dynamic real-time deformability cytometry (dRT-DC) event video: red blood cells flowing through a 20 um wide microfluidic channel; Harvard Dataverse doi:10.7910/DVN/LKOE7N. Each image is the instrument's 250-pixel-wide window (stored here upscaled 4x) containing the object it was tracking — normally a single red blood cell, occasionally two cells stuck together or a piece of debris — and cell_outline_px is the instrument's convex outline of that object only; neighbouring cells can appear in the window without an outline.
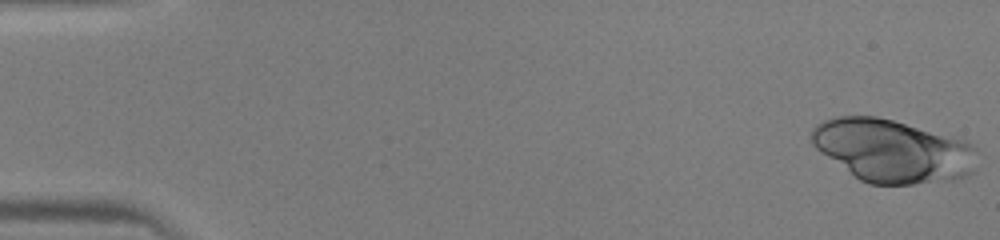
{"species": "human", "species_latin": "Homo sapiens", "temperature_condition": "warm", "stored_images_in_passage": 46, "camera_frame_rate_fps": 3000, "um_per_image_px": 0.085, "donor": {"sex": "male"}, "frame": {"image": 1, "passage_image": 1, "time_ms": 0.0, "image_size_px": [1000, 240], "cell_outline_px": [[976, 172], [968, 176], [952, 180], [912, 184], [868, 184], [860, 180], [816, 148], [812, 144], [812, 128], [816, 124], [824, 120], [836, 116], [876, 116], [892, 120], [968, 140], [976, 148]], "centroid_in_image_um": [75.93, 12.82], "position_along_channel_um": 9.1, "area_um2": 60.81}}